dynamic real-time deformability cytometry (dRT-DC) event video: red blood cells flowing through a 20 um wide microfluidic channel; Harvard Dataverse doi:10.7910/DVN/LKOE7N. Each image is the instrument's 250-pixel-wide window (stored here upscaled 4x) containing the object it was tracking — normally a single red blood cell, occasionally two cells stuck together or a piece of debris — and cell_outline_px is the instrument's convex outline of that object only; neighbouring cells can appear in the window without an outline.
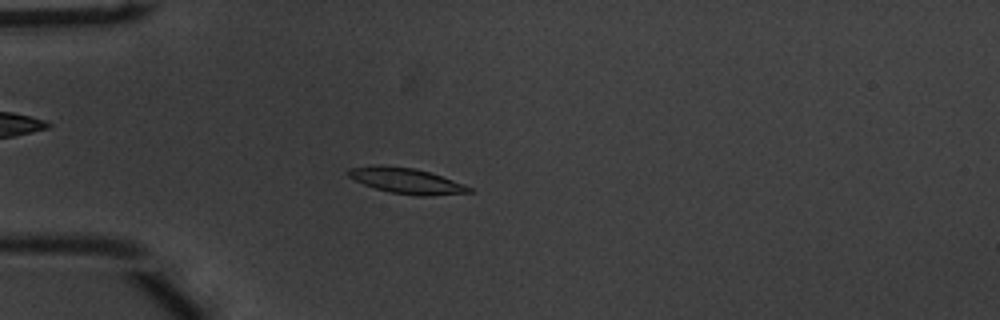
{"species": "common noctule bat (a hibernating species)", "species_latin": "Nyctalus noctula", "temperature_condition": "warm", "stored_images_in_passage": 53, "camera_frame_rate_fps": 3000, "um_per_image_px": 0.085, "animal": {"sex": "male", "body_mass_g": 20.1, "forearm_length_mm": 53.5}, "frame": {"image": 1, "passage_image": 15, "time_ms": 4.667, "image_size_px": [1000, 320], "cell_outline_px": [[476, 192], [428, 196], [416, 196], [388, 192], [364, 184], [348, 176], [344, 172], [348, 168], [412, 168], [428, 172], [464, 184], [472, 188]], "centroid_in_image_um": [34.65, 15.43], "position_along_channel_um": 50.4, "area_um2": 17.17}}
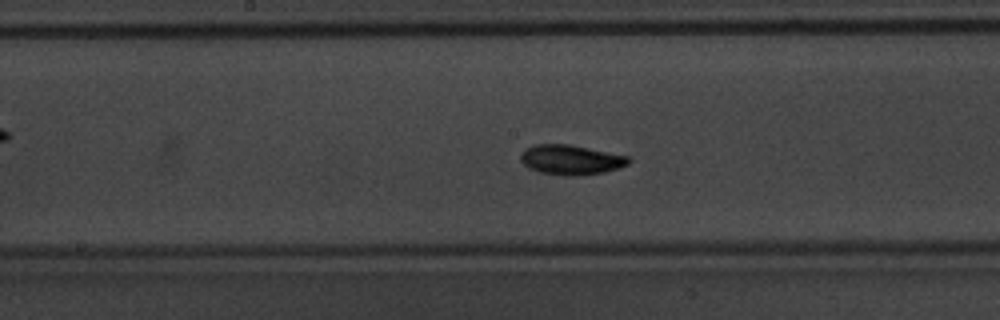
{"frame": {"image": 2, "passage_image": 28, "time_ms": 9.0, "image_size_px": [1000, 320], "cell_outline_px": [[632, 160], [628, 164], [604, 172], [576, 176], [564, 176], [540, 172], [528, 168], [520, 160], [520, 156], [524, 148], [536, 144], [568, 144], [628, 156]], "centroid_in_image_um": [48.49, 13.58], "position_along_channel_um": 199.7, "area_um2": 18.73}}
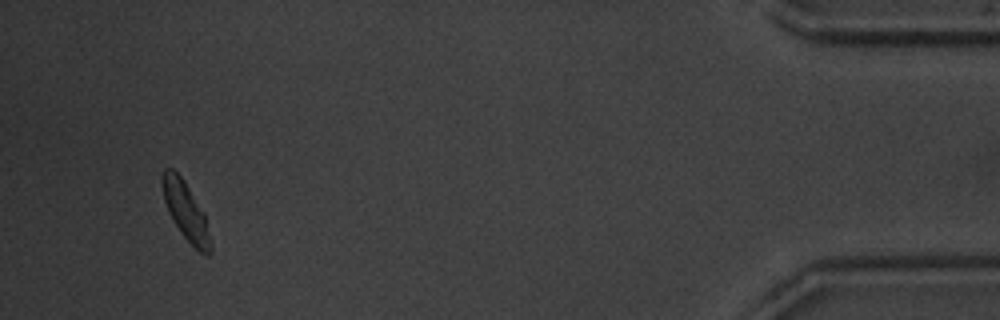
{"frame": {"image": 3, "passage_image": 51, "time_ms": 16.667, "image_size_px": [1000, 320], "cell_outline_px": [[212, 252], [208, 256], [200, 252], [180, 232], [172, 220], [168, 212], [164, 200], [160, 184], [160, 180], [164, 168], [172, 168], [184, 180], [204, 212], [212, 240]], "centroid_in_image_um": [15.79, 17.94], "position_along_channel_um": 419.4, "area_um2": 16.59}, "authors_computed_cell_mechanics": {"area_um2": 17.1666, "velocity_mm_per_s": 3.7691, "shape_relaxation_time_tau1_ms": 2.2826, "shape_relaxation_time_tau2_ms": null, "deformation_change_tau1": 0.1096, "deformation_change_tau2": null}}